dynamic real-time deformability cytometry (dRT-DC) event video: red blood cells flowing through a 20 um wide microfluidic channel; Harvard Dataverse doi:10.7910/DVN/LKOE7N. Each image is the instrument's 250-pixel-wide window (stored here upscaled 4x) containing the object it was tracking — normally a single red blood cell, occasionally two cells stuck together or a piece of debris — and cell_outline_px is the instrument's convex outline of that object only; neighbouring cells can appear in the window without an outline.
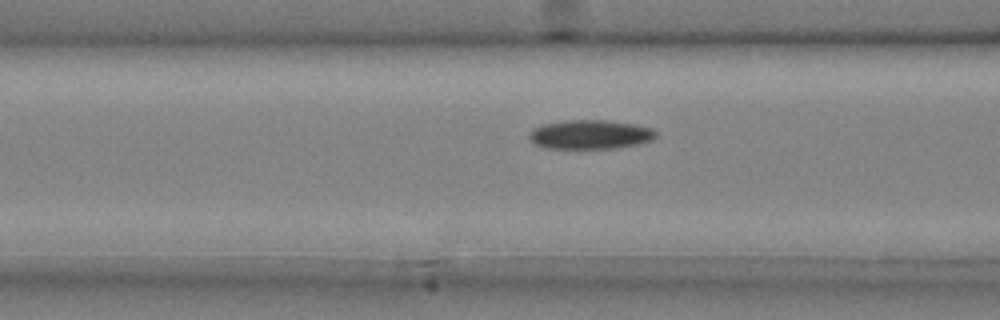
{"species": "common noctule bat (a hibernating species)", "species_latin": "Nyctalus noctula", "temperature_condition": "cold", "stored_images_in_passage": 15, "camera_frame_rate_fps": 3000, "um_per_image_px": 0.085, "animal": {"sex": "male", "body_mass_g": 20.4}, "frame": {"image": 1, "passage_image": 13, "time_ms": 4.0, "image_size_px": [1000, 320], "cell_outline_px": [[656, 136], [652, 140], [636, 144], [616, 148], [548, 148], [536, 144], [528, 136], [540, 124], [568, 120], [604, 120], [632, 124], [652, 128], [656, 132]], "centroid_in_image_um": [50.18, 11.43], "position_along_channel_um": 116.4, "area_um2": 21.15}}